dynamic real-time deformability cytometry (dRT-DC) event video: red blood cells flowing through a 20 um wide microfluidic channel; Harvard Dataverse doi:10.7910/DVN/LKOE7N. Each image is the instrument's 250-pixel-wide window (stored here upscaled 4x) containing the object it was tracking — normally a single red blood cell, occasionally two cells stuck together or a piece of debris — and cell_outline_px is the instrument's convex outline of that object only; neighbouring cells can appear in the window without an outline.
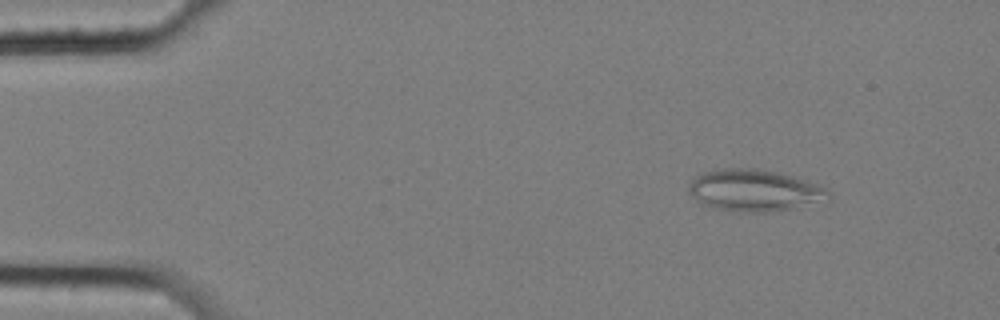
{"species": "common noctule bat (a hibernating species)", "species_latin": "Nyctalus noctula", "temperature_condition": "cold", "stored_images_in_passage": 57, "camera_frame_rate_fps": 3000, "um_per_image_px": 0.085, "animal": {"sex": "female", "body_mass_g": 25.1}, "frame": {"image": 1, "passage_image": 6, "time_ms": 1.667, "image_size_px": [1000, 320], "cell_outline_px": [[832, 200], [792, 208], [764, 212], [744, 212], [712, 208], [696, 200], [688, 192], [688, 180], [700, 172], [716, 168], [756, 168], [780, 172], [796, 176], [816, 184], [824, 188], [832, 196]], "centroid_in_image_um": [64.09, 16.16], "position_along_channel_um": 20.9, "area_um2": 34.62}}
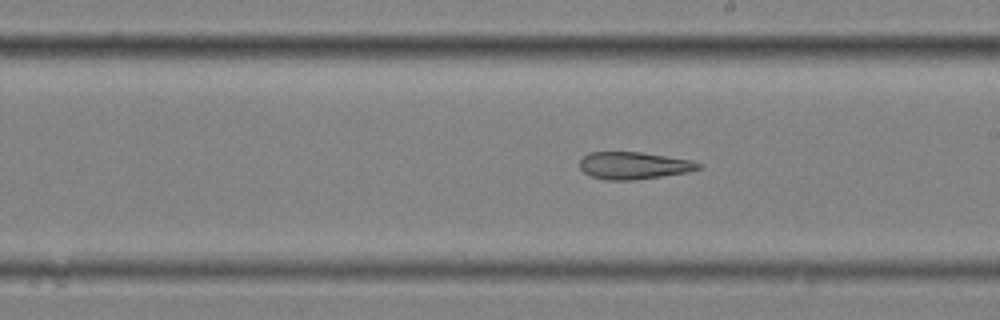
{"frame": {"image": 2, "passage_image": 32, "time_ms": 10.333, "image_size_px": [1000, 320], "cell_outline_px": [[704, 168], [688, 172], [632, 180], [608, 180], [592, 176], [584, 172], [580, 168], [580, 160], [588, 152], [640, 152], [692, 160], [704, 164]], "centroid_in_image_um": [53.92, 14.06], "position_along_channel_um": 235.1, "area_um2": 18.84}}
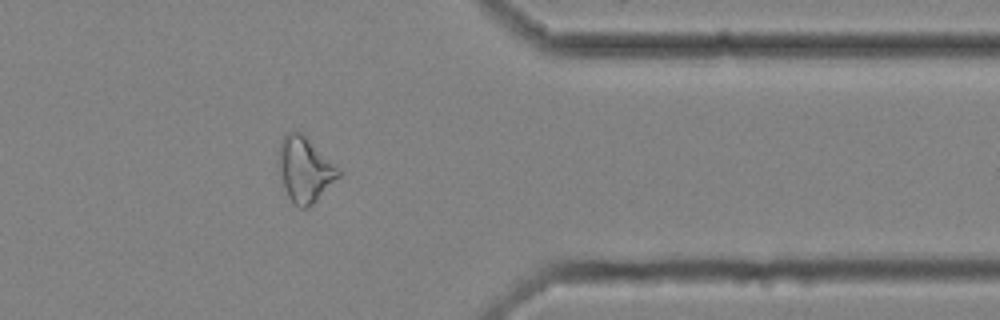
{"frame": {"image": 3, "passage_image": 46, "time_ms": 15.0, "image_size_px": [1000, 320], "cell_outline_px": [[344, 172], [308, 208], [300, 208], [288, 196], [276, 160], [280, 140], [288, 132], [304, 132]], "centroid_in_image_um": [25.93, 14.34], "position_along_channel_um": 385.5, "area_um2": 23.0}, "authors_computed_cell_mechanics": {"area_um2": 23.987, "velocity_mm_per_s": 3.4755, "shape_relaxation_time_tau1_ms": null, "shape_relaxation_time_tau2_ms": 6.049, "deformation_change_tau1": null, "deformation_change_tau2": 0.1732}}